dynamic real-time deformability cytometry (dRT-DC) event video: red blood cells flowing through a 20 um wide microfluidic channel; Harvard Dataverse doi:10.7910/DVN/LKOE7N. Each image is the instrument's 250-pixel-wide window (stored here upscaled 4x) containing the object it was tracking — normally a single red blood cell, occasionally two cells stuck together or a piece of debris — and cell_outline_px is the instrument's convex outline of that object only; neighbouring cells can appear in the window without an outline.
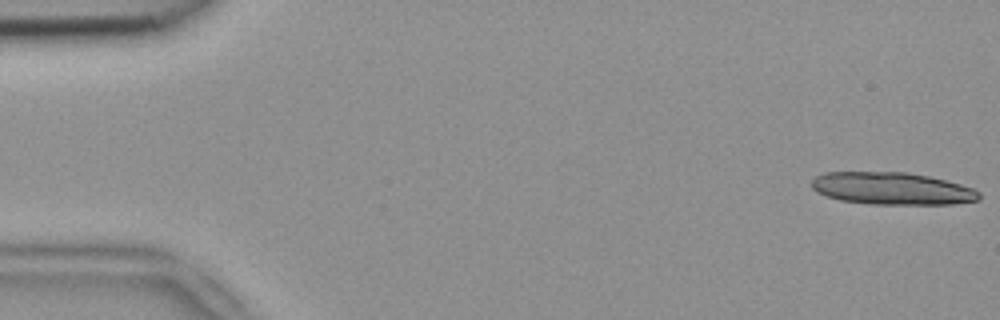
{"species": "common noctule bat (a hibernating species)", "species_latin": "Nyctalus noctula", "temperature_condition": "room temperature", "stored_images_in_passage": 4, "camera_frame_rate_fps": 3000, "um_per_image_px": 0.085, "animal": {"sex": "female", "body_mass_g": 18.4}, "frame": {"image": 1, "passage_image": 1, "time_ms": 0.0, "image_size_px": [1000, 320], "cell_outline_px": [[980, 200], [952, 204], [872, 204], [840, 200], [816, 192], [812, 188], [812, 180], [816, 176], [824, 172], [908, 172], [928, 176], [960, 184], [972, 188], [980, 192]], "centroid_in_image_um": [75.82, 16.02], "position_along_channel_um": 9.2, "area_um2": 31.5}}